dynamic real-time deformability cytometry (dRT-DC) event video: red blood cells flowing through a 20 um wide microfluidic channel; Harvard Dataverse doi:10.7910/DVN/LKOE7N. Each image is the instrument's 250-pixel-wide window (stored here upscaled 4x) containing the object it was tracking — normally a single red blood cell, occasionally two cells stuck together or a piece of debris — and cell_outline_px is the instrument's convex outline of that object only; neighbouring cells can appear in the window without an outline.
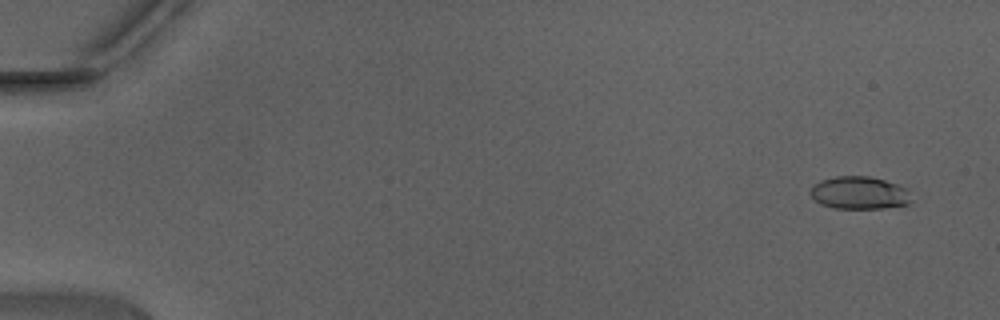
{"species": "Egyptian fruit bat (a non-hibernating species)", "species_latin": "Rousettus aegyptiacus", "temperature_condition": "warm", "stored_images_in_passage": 48, "camera_frame_rate_fps": 3000, "um_per_image_px": 0.085, "animal": {"sex": "male"}, "frame": {"image": 1, "passage_image": 3, "time_ms": 0.667, "image_size_px": [1000, 320], "cell_outline_px": [[908, 204], [884, 208], [836, 208], [820, 204], [808, 192], [812, 184], [820, 180], [836, 176], [868, 176], [884, 180], [908, 188]], "centroid_in_image_um": [72.98, 16.38], "position_along_channel_um": 12.0, "area_um2": 19.13}}
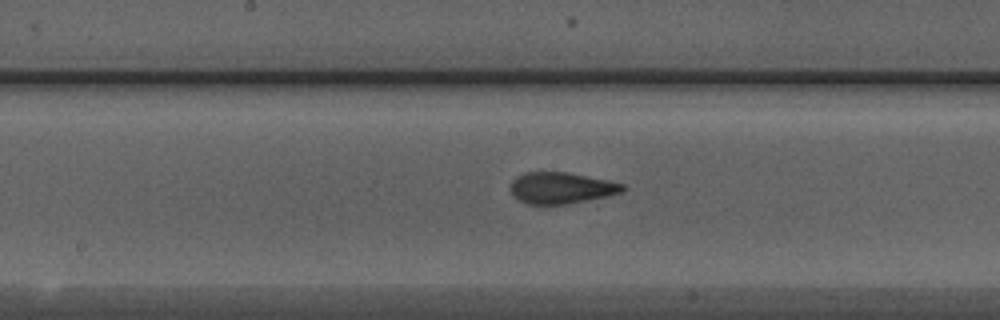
{"frame": {"image": 2, "passage_image": 26, "time_ms": 8.333, "image_size_px": [1000, 320], "cell_outline_px": [[628, 188], [620, 192], [608, 196], [568, 204], [528, 204], [520, 200], [508, 188], [512, 180], [516, 176], [524, 172], [568, 172], [608, 180], [624, 184]], "centroid_in_image_um": [47.71, 15.96], "position_along_channel_um": 200.5, "area_um2": 20.58}}
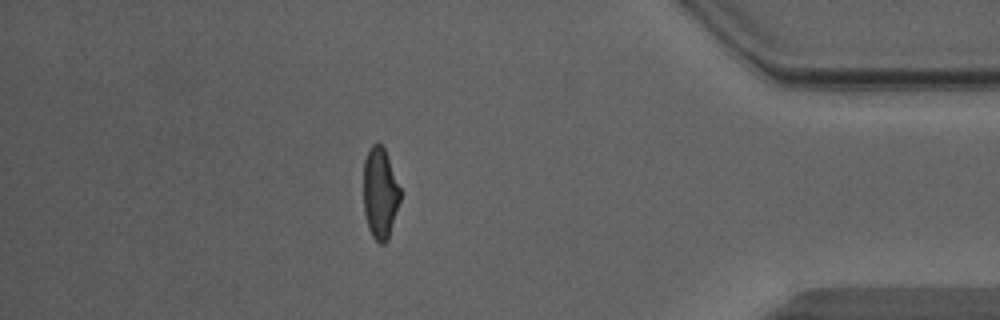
{"frame": {"image": 3, "passage_image": 42, "time_ms": 13.667, "image_size_px": [1000, 320], "cell_outline_px": [[400, 200], [388, 240], [384, 244], [380, 244], [372, 236], [368, 228], [364, 212], [364, 160], [368, 148], [376, 140], [384, 148], [400, 188]], "centroid_in_image_um": [32.29, 16.41], "position_along_channel_um": 402.9, "area_um2": 19.54}, "authors_computed_cell_mechanics": {"area_um2": 20.1722, "velocity_mm_per_s": 4.4607, "shape_relaxation_time_tau1_ms": 5.7989, "shape_relaxation_time_tau2_ms": 0.9897, "deformation_change_tau1": 0.2213, "deformation_change_tau2": 0.0879}}